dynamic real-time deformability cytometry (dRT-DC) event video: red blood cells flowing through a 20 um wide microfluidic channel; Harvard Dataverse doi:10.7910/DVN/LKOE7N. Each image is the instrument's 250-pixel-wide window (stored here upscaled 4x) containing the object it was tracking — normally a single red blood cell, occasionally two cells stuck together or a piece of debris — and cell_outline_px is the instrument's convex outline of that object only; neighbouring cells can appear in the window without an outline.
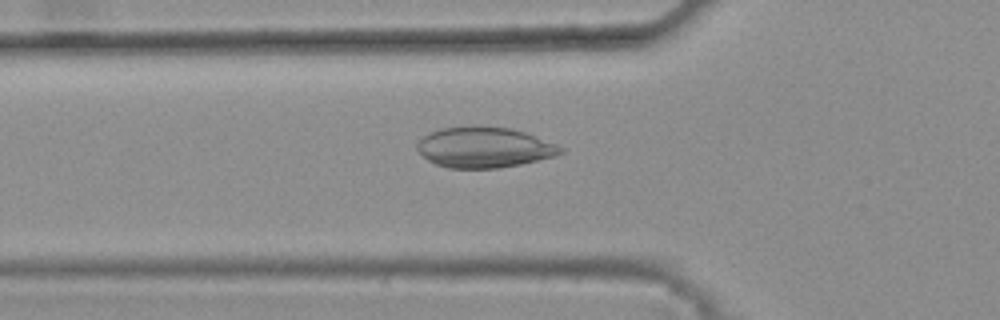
{"species": "common noctule bat (a hibernating species)", "species_latin": "Nyctalus noctula", "temperature_condition": "warm", "stored_images_in_passage": 46, "camera_frame_rate_fps": 3000, "um_per_image_px": 0.085, "animal": {"sex": "female", "body_mass_g": 25.1}, "frame": {"image": 1, "passage_image": 18, "time_ms": 5.667, "image_size_px": [1000, 320], "cell_outline_px": [[564, 152], [556, 156], [520, 164], [496, 168], [448, 168], [436, 164], [428, 160], [416, 148], [416, 144], [424, 136], [440, 128], [480, 124], [512, 128], [524, 132], [556, 144], [564, 148]], "centroid_in_image_um": [41.16, 12.5], "position_along_channel_um": 84.6, "area_um2": 34.16}}
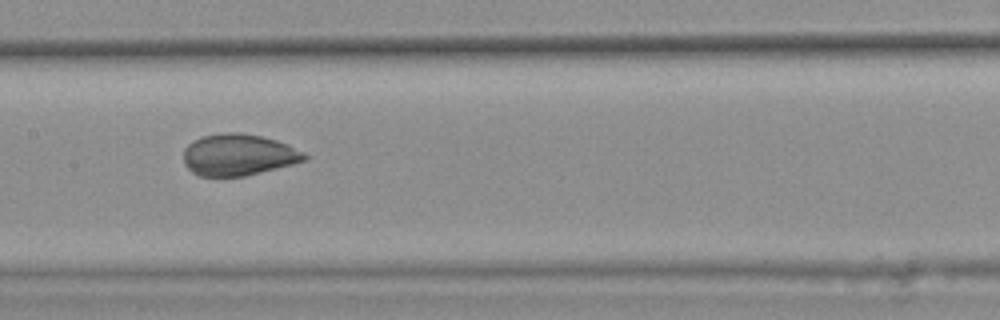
{"frame": {"image": 2, "passage_image": 26, "time_ms": 8.333, "image_size_px": [1000, 320], "cell_outline_px": [[308, 156], [304, 160], [292, 164], [244, 176], [200, 176], [192, 172], [184, 164], [184, 148], [188, 144], [204, 136], [224, 132], [240, 132], [260, 136], [276, 140], [288, 144], [304, 152]], "centroid_in_image_um": [20.26, 13.15], "position_along_channel_um": 187.1, "area_um2": 29.07}}
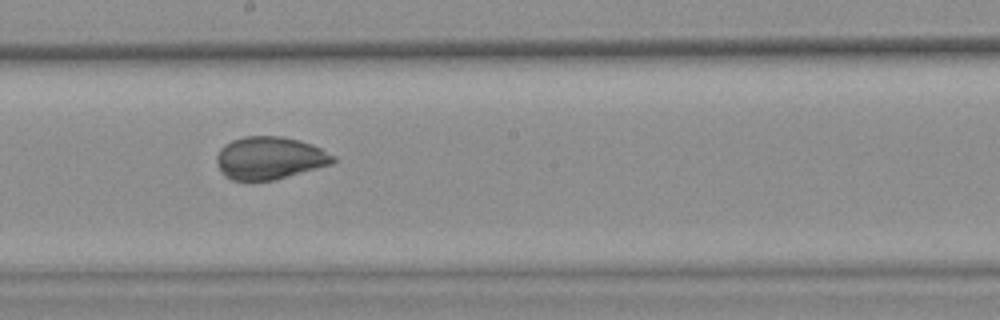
{"frame": {"image": 3, "passage_image": 29, "time_ms": 9.333, "image_size_px": [1000, 320], "cell_outline_px": [[336, 160], [332, 164], [276, 180], [232, 180], [224, 176], [220, 172], [216, 160], [216, 156], [220, 148], [224, 144], [232, 140], [244, 136], [284, 136], [300, 140], [312, 144], [336, 156]], "centroid_in_image_um": [22.92, 13.43], "position_along_channel_um": 225.3, "area_um2": 29.25}}